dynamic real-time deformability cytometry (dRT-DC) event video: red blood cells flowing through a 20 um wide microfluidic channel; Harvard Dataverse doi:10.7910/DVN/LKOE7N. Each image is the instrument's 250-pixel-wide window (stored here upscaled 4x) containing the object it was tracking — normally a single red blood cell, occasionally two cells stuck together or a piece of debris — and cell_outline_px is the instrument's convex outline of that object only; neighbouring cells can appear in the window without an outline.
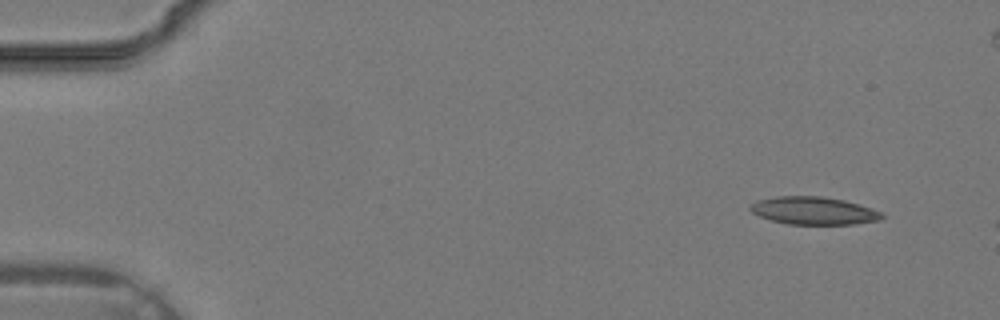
{"species": "common noctule bat (a hibernating species)", "species_latin": "Nyctalus noctula", "temperature_condition": "warm", "stored_images_in_passage": 7, "camera_frame_rate_fps": 3000, "um_per_image_px": 0.085, "animal": {"sex": "male", "body_mass_g": 19.2, "forearm_length_mm": 51.8}, "frame": {"image": 1, "passage_image": 2, "time_ms": 0.333, "image_size_px": [1000, 320], "cell_outline_px": [[884, 216], [880, 220], [852, 224], [788, 224], [772, 220], [760, 216], [752, 212], [748, 208], [748, 204], [756, 200], [776, 196], [820, 196], [844, 200], [872, 208], [880, 212]], "centroid_in_image_um": [69.12, 17.9], "position_along_channel_um": 15.9, "area_um2": 21.27}}